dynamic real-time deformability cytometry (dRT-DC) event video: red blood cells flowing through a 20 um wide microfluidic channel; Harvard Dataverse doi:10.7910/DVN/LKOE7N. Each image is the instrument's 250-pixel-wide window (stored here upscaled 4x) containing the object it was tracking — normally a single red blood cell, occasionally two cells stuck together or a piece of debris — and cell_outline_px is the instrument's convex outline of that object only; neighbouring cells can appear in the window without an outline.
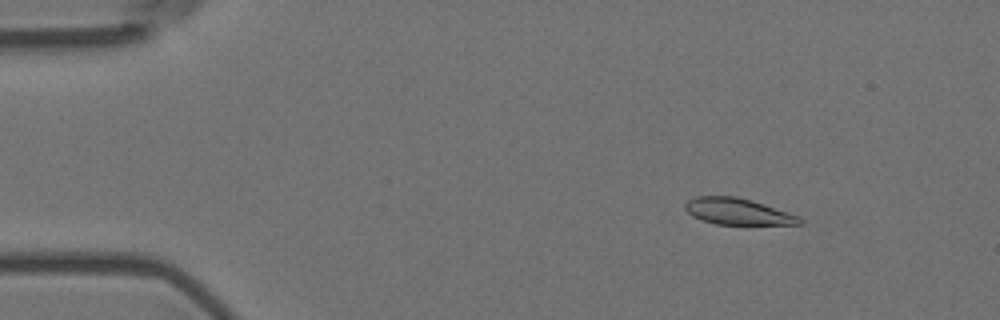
{"species": "Egyptian fruit bat (a non-hibernating species)", "species_latin": "Rousettus aegyptiacus", "temperature_condition": "room temperature", "stored_images_in_passage": 56, "segment_of_instrument_passage": [1, 2], "camera_frame_rate_fps": 3000, "um_per_image_px": 0.085, "animal": {"sex": "female"}, "frame": {"image": 1, "passage_image": 6, "time_ms": 1.667, "image_size_px": [1000, 320], "cell_outline_px": [[804, 224], [716, 224], [692, 216], [684, 208], [684, 204], [688, 200], [696, 196], [736, 196], [752, 200], [800, 216], [804, 220]], "centroid_in_image_um": [62.72, 17.97], "position_along_channel_um": 22.3, "area_um2": 17.57}}
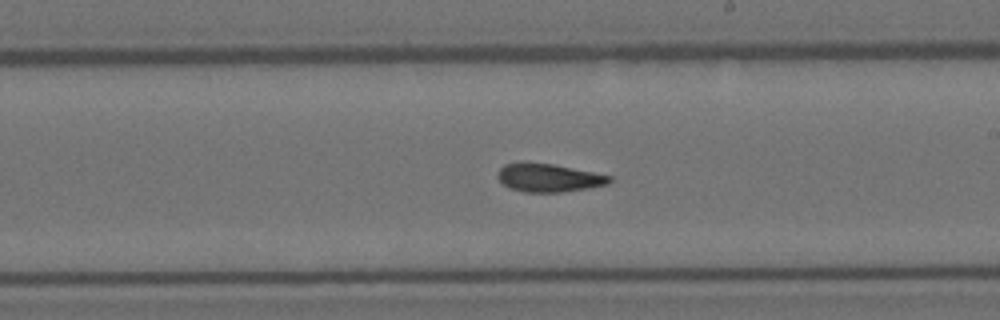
{"frame": {"image": 2, "passage_image": 31, "time_ms": 10.0, "image_size_px": [1000, 320], "cell_outline_px": [[612, 180], [608, 184], [588, 188], [560, 192], [524, 192], [508, 188], [496, 176], [500, 168], [504, 164], [520, 160], [528, 160], [552, 164], [612, 176]], "centroid_in_image_um": [46.57, 15.08], "position_along_channel_um": 242.4, "area_um2": 18.73}}
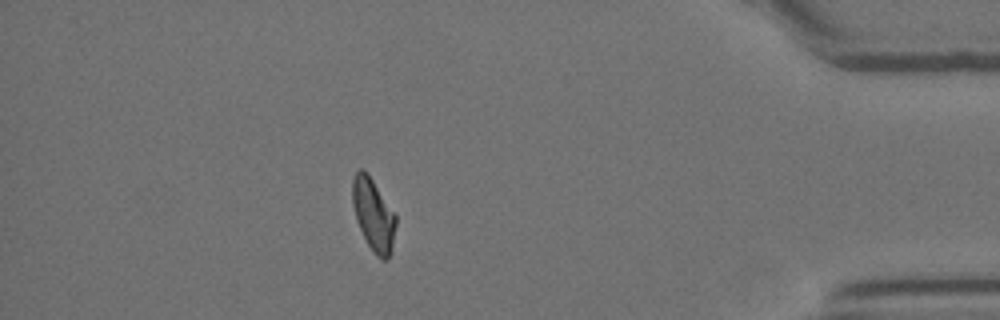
{"frame": {"image": 3, "passage_image": 48, "time_ms": 15.667, "image_size_px": [1000, 320], "cell_outline_px": [[396, 224], [392, 244], [388, 260], [380, 260], [376, 256], [368, 244], [356, 220], [352, 204], [352, 180], [356, 172], [360, 168], [364, 168], [368, 172], [396, 212]], "centroid_in_image_um": [31.74, 18.19], "position_along_channel_um": 403.5, "area_um2": 18.61}}